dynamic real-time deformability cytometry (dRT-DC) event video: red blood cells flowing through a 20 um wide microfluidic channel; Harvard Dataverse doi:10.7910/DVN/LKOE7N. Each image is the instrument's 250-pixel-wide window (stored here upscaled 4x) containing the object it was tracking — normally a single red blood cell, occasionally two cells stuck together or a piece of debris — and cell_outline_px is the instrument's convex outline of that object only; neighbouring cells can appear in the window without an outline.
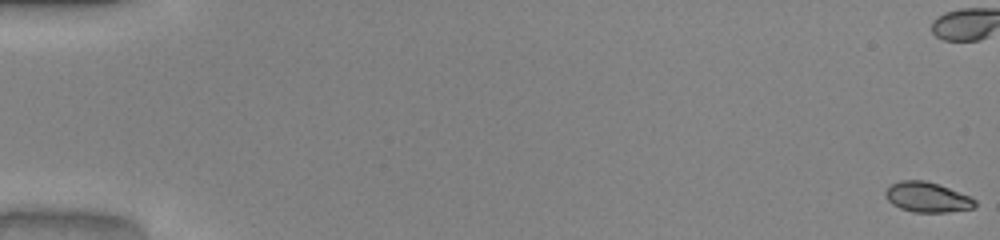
{"species": "common noctule bat (a hibernating species)", "species_latin": "Nyctalus noctula", "temperature_condition": "warm", "stored_images_in_passage": 53, "camera_frame_rate_fps": 3000, "um_per_image_px": 0.085, "animal": {"sex": "male", "body_mass_g": 20.0, "forearm_length_mm": 53.3}, "frame": {"image": 1, "passage_image": 1, "time_ms": 0.0, "image_size_px": [1000, 240], "cell_outline_px": [[976, 204], [972, 208], [944, 212], [916, 212], [900, 208], [892, 204], [888, 200], [884, 192], [892, 184], [904, 180], [924, 180], [948, 188], [968, 196], [976, 200]], "centroid_in_image_um": [78.79, 16.76], "position_along_channel_um": 6.2, "area_um2": 15.26}}
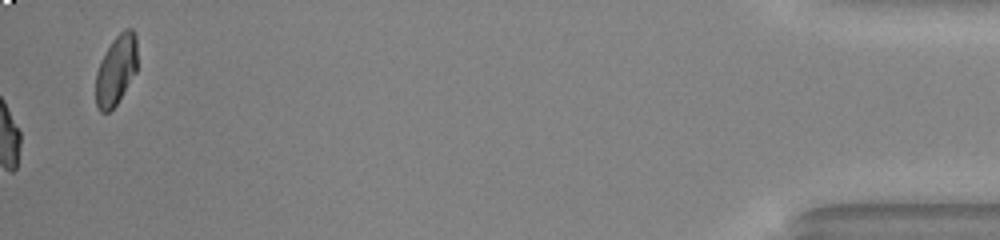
{"frame": {"image": 2, "passage_image": 53, "time_ms": 17.333, "image_size_px": [1000, 240], "cell_outline_px": [[136, 72], [116, 104], [108, 112], [100, 112], [96, 108], [96, 72], [100, 60], [112, 40], [124, 28], [132, 28], [136, 36]], "centroid_in_image_um": [9.85, 5.94], "position_along_channel_um": 425.4, "area_um2": 16.88}, "authors_computed_cell_mechanics": {"area_um2": 16.5308, "velocity_mm_per_s": 4.1069, "shape_relaxation_time_tau1_ms": 4.5236, "shape_relaxation_time_tau2_ms": null, "deformation_change_tau1": 0.1519, "deformation_change_tau2": null}}